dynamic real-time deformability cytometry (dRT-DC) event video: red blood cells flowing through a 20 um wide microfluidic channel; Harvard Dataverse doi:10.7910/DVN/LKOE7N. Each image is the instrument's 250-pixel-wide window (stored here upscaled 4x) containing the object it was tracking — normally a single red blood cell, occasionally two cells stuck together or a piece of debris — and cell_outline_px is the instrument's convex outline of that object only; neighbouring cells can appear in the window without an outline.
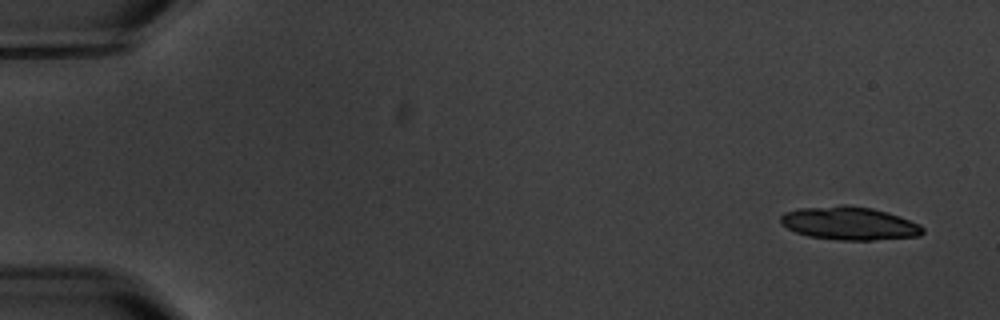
{"species": "common noctule bat (a hibernating species)", "species_latin": "Nyctalus noctula", "temperature_condition": "warm", "stored_images_in_passage": 5, "camera_frame_rate_fps": 3000, "um_per_image_px": 0.085, "animal": {"sex": "male", "body_mass_g": 20.1, "forearm_length_mm": 53.5}, "frame": {"image": 1, "passage_image": 1, "time_ms": 0.0, "image_size_px": [1000, 320], "cell_outline_px": [[924, 232], [920, 236], [872, 240], [840, 240], [808, 236], [796, 232], [788, 228], [780, 220], [780, 216], [784, 212], [800, 208], [844, 204], [872, 208], [888, 212], [900, 216], [920, 224], [924, 228]], "centroid_in_image_um": [72.22, 18.97], "position_along_channel_um": 12.8, "area_um2": 27.57}}